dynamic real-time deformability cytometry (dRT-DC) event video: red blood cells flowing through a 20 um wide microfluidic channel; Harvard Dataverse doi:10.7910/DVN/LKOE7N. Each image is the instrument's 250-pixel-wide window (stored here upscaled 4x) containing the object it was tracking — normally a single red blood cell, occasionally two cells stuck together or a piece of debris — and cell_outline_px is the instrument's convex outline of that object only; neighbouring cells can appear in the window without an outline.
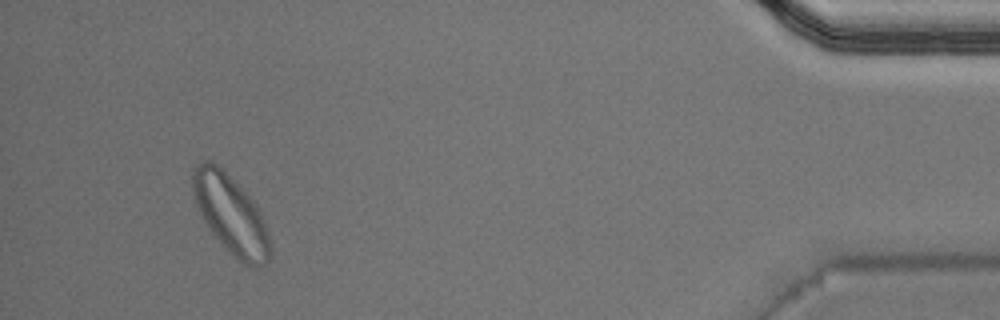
{"species": "Egyptian fruit bat (a non-hibernating species)", "species_latin": "Rousettus aegyptiacus", "temperature_condition": "warm", "stored_images_in_passage": 50, "segment_of_instrument_passage": [2, 2], "camera_frame_rate_fps": 3000, "um_per_image_px": 0.085, "animal": {"sex": "male"}, "frame": {"image": 1, "passage_image": 47, "time_ms": 15.333, "image_size_px": [1000, 320], "cell_outline_px": [[272, 244], [268, 260], [264, 264], [256, 268], [248, 268], [236, 260], [220, 244], [200, 216], [196, 208], [192, 192], [192, 168], [200, 160], [212, 160], [256, 204], [264, 220]], "centroid_in_image_um": [19.59, 18.28], "position_along_channel_um": 415.6, "area_um2": 36.01}}